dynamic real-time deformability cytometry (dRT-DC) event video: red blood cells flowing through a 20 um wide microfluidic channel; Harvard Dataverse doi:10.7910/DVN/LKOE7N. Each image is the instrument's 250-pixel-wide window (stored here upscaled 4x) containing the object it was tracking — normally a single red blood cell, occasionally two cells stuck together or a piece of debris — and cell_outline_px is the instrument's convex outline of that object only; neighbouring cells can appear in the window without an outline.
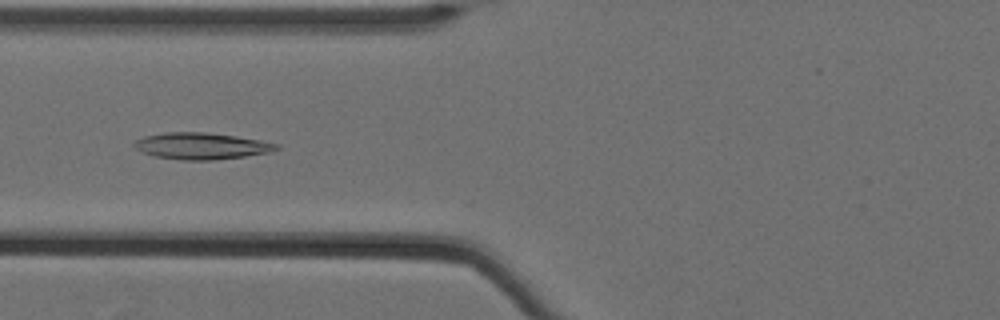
{"species": "Egyptian fruit bat (a non-hibernating species)", "species_latin": "Rousettus aegyptiacus", "temperature_condition": "cold", "stored_images_in_passage": 44, "camera_frame_rate_fps": 3000, "um_per_image_px": 0.085, "animal": {"sex": "female"}, "frame": {"image": 1, "passage_image": 11, "time_ms": 3.333, "image_size_px": [1000, 320], "cell_outline_px": [[280, 148], [268, 152], [244, 156], [216, 160], [180, 160], [156, 156], [140, 152], [132, 144], [136, 140], [144, 136], [164, 132], [204, 132], [236, 136], [260, 140], [280, 144]], "centroid_in_image_um": [17.09, 12.4], "position_along_channel_um": 108.7, "area_um2": 22.02}}
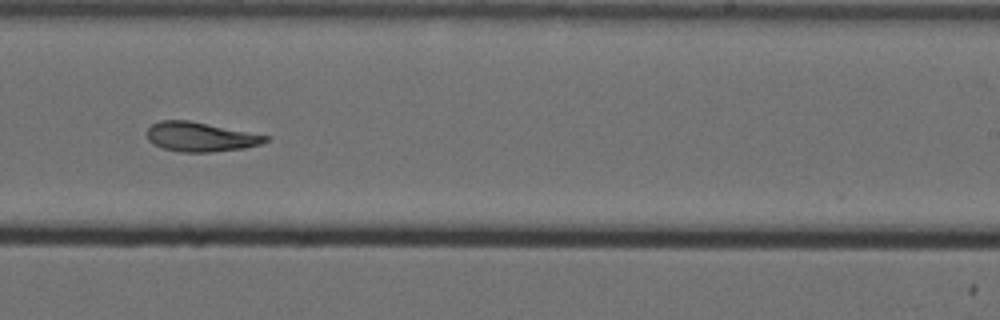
{"frame": {"image": 2, "passage_image": 25, "time_ms": 8.0, "image_size_px": [1000, 320], "cell_outline_px": [[268, 140], [260, 144], [244, 148], [212, 152], [180, 152], [164, 148], [152, 144], [148, 140], [148, 128], [152, 124], [160, 120], [188, 120], [268, 136]], "centroid_in_image_um": [17.0, 11.64], "position_along_channel_um": 272.0, "area_um2": 20.06}}
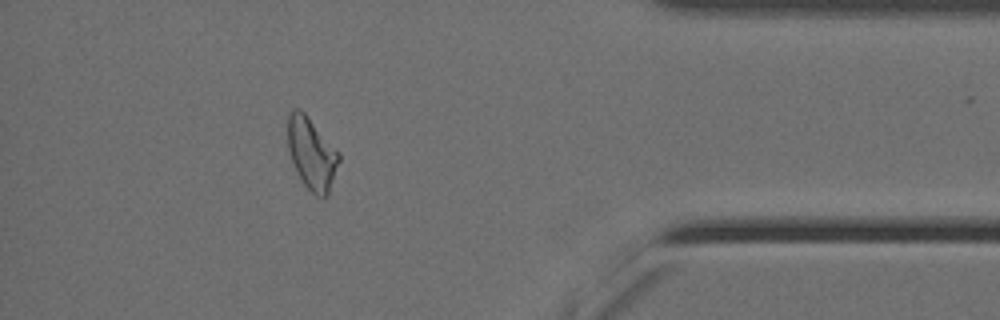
{"frame": {"image": 3, "passage_image": 39, "time_ms": 12.667, "image_size_px": [1000, 320], "cell_outline_px": [[340, 160], [328, 196], [316, 196], [304, 184], [296, 172], [288, 152], [288, 116], [292, 108], [300, 108], [304, 112], [340, 152]], "centroid_in_image_um": [26.49, 13.04], "position_along_channel_um": 408.7, "area_um2": 21.56}, "authors_computed_cell_mechanics": {"area_um2": 20.8947, "velocity_mm_per_s": 3.4943, "shape_relaxation_time_tau1_ms": null, "shape_relaxation_time_tau2_ms": 8.3426, "deformation_change_tau1": null, "deformation_change_tau2": 0.1363}}